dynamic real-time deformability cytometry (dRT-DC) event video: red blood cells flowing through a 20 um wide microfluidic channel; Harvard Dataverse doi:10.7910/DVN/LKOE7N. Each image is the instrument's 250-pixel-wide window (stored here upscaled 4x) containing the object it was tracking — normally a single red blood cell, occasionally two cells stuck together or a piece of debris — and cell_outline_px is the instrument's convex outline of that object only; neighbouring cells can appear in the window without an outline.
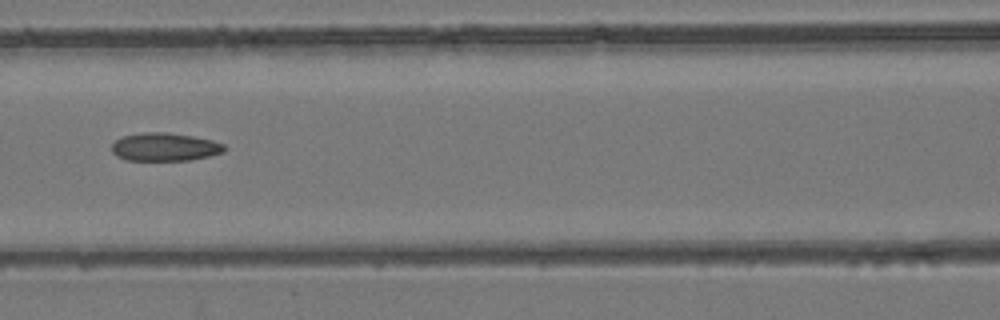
{"species": "common noctule bat (a hibernating species)", "species_latin": "Nyctalus noctula", "temperature_condition": "room temperature", "stored_images_in_passage": 4, "camera_frame_rate_fps": 3000, "um_per_image_px": 0.085, "animal": {"sex": "female", "body_mass_g": 24.6, "forearm_length_mm": 56.2}, "frame": {"image": 1, "passage_image": 4, "time_ms": 3.333, "image_size_px": [1000, 320], "cell_outline_px": [[228, 148], [224, 152], [192, 160], [124, 160], [116, 156], [112, 152], [112, 144], [116, 140], [124, 136], [144, 132], [164, 132], [192, 136], [212, 140], [224, 144]], "centroid_in_image_um": [14.02, 12.5], "position_along_channel_um": 152.6, "area_um2": 18.5}}